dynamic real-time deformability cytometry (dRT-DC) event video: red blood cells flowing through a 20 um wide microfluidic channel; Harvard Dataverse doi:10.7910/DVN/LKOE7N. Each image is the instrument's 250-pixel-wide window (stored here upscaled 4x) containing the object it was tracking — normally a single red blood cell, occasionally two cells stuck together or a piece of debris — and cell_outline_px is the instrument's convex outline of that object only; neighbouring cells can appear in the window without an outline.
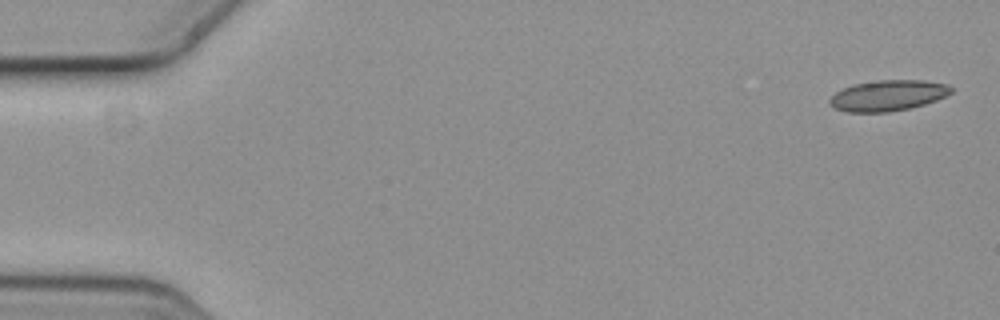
{"species": "common noctule bat (a hibernating species)", "species_latin": "Nyctalus noctula", "temperature_condition": "cold", "stored_images_in_passage": 4, "segment_of_instrument_passage": [1, 2], "camera_frame_rate_fps": 3000, "um_per_image_px": 0.085, "animal": {"sex": "female", "body_mass_g": 19.3, "forearm_length_mm": 54.1}, "frame": {"image": 1, "passage_image": 1, "time_ms": 0.0, "image_size_px": [1000, 320], "cell_outline_px": [[956, 88], [952, 92], [936, 100], [924, 104], [908, 108], [888, 112], [848, 112], [836, 108], [828, 100], [836, 92], [852, 84], [876, 80], [924, 80], [948, 84]], "centroid_in_image_um": [75.51, 8.1], "position_along_channel_um": 9.5, "area_um2": 21.73}}